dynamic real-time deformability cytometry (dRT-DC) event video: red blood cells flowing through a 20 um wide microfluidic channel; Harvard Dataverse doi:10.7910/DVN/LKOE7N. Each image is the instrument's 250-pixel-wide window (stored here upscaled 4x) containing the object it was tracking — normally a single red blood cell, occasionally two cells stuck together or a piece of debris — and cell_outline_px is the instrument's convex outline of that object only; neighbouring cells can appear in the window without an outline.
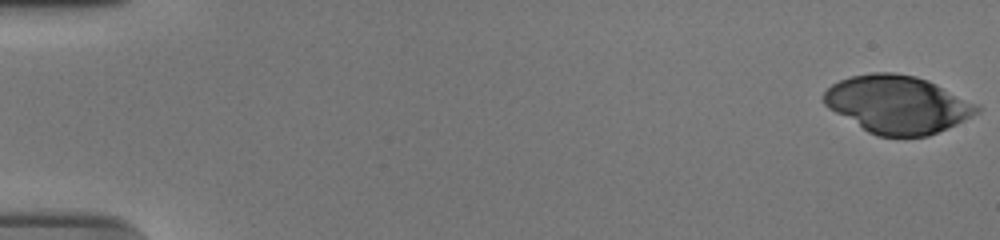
{"species": "human", "species_latin": "Homo sapiens", "temperature_condition": "cold", "stored_images_in_passage": 55, "camera_frame_rate_fps": 3000, "um_per_image_px": 0.085, "donor": {"sex": "male"}, "frame": {"image": 1, "passage_image": 1, "time_ms": 0.0, "image_size_px": [1000, 240], "cell_outline_px": [[980, 112], [956, 124], [928, 136], [876, 136], [868, 132], [828, 108], [824, 104], [824, 92], [832, 84], [840, 80], [852, 76], [872, 72], [892, 72], [916, 76], [928, 80], [980, 104]], "centroid_in_image_um": [76.31, 8.87], "position_along_channel_um": 8.7, "area_um2": 51.5}}
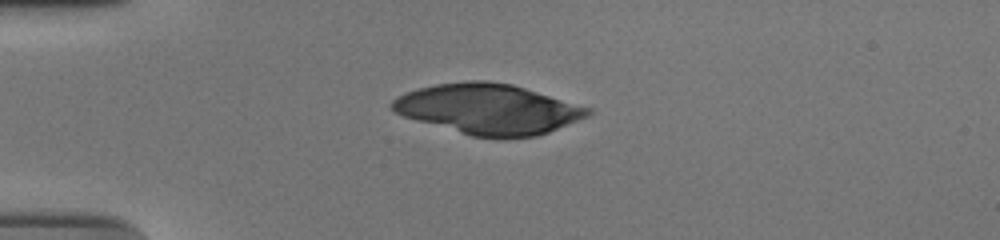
{"frame": {"image": 2, "passage_image": 15, "time_ms": 4.667, "image_size_px": [1000, 240], "cell_outline_px": [[592, 112], [588, 116], [548, 132], [536, 136], [504, 140], [472, 136], [404, 116], [396, 112], [388, 104], [396, 96], [420, 88], [436, 84], [468, 80], [488, 80], [512, 84], [592, 108]], "centroid_in_image_um": [41.53, 9.28], "position_along_channel_um": 43.5, "area_um2": 57.4}}